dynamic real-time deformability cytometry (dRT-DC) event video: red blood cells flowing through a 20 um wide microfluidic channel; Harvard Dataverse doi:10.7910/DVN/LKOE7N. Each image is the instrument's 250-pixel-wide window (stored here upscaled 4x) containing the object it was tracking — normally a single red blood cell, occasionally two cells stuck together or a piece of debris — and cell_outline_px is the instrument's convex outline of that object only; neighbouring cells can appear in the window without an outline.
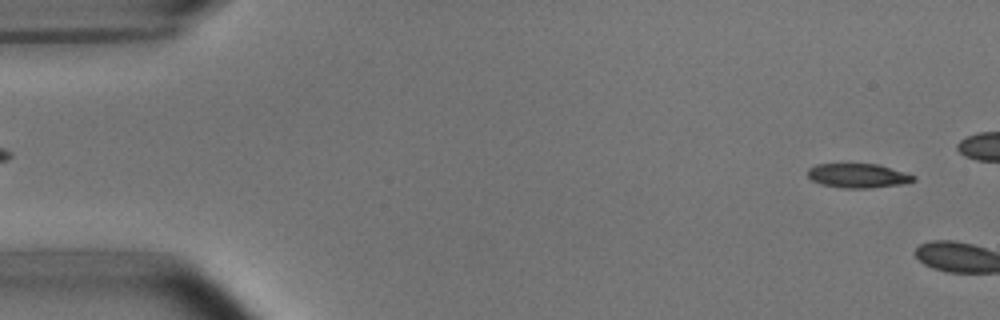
{"species": "common noctule bat (a hibernating species)", "species_latin": "Nyctalus noctula", "temperature_condition": "room temperature", "stored_images_in_passage": 11, "camera_frame_rate_fps": 3000, "um_per_image_px": 0.085, "animal": {"sex": "male", "body_mass_g": 15.6}, "frame": {"image": 1, "passage_image": 2, "time_ms": 0.333, "image_size_px": [1000, 320], "cell_outline_px": [[916, 180], [900, 184], [872, 188], [844, 188], [820, 184], [812, 180], [808, 176], [808, 168], [816, 164], [876, 164], [916, 176]], "centroid_in_image_um": [72.89, 14.94], "position_along_channel_um": 12.1, "area_um2": 14.8}}